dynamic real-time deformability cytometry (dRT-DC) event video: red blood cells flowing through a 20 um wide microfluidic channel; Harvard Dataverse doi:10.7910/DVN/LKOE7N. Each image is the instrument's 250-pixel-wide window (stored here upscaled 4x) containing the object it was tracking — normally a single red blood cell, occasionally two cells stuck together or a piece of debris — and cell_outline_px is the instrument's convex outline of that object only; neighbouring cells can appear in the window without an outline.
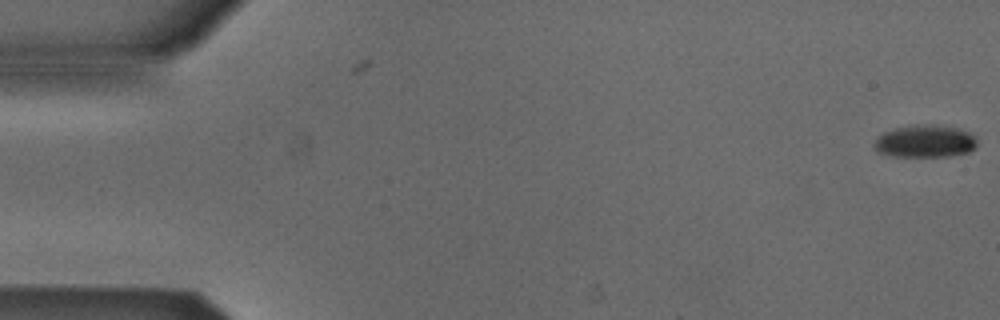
{"species": "Egyptian fruit bat (a non-hibernating species)", "species_latin": "Rousettus aegyptiacus", "temperature_condition": "cold", "stored_images_in_passage": 2, "camera_frame_rate_fps": 3000, "um_per_image_px": 0.085, "animal": {"sex": "male"}, "frame": {"image": 1, "passage_image": 2, "time_ms": 0.333, "image_size_px": [1000, 320], "cell_outline_px": [[976, 148], [968, 152], [948, 156], [892, 156], [880, 152], [872, 144], [884, 132], [896, 128], [912, 124], [932, 124], [956, 128], [968, 132], [976, 136]], "centroid_in_image_um": [78.65, 12.0], "position_along_channel_um": 6.3, "area_um2": 19.36}}